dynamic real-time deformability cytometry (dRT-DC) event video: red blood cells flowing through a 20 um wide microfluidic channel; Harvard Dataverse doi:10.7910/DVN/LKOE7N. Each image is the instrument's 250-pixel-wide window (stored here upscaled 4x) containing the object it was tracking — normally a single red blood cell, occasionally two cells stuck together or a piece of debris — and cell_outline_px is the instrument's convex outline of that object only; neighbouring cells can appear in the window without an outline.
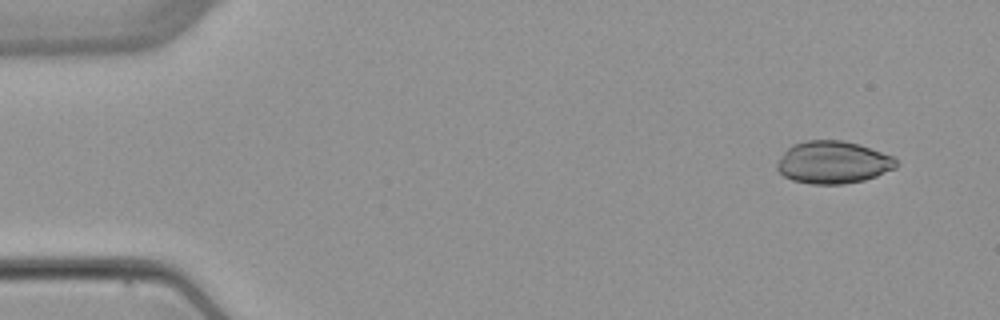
{"species": "common noctule bat (a hibernating species)", "species_latin": "Nyctalus noctula", "temperature_condition": "warm", "stored_images_in_passage": 4, "camera_frame_rate_fps": 3000, "um_per_image_px": 0.085, "animal": {"sex": "female", "body_mass_g": 22.7, "forearm_length_mm": 54.2}, "frame": {"image": 1, "passage_image": 1, "time_ms": 0.0, "image_size_px": [1000, 320], "cell_outline_px": [[896, 168], [876, 176], [864, 180], [844, 184], [812, 184], [792, 180], [784, 176], [776, 168], [776, 164], [784, 152], [792, 144], [804, 140], [844, 140], [860, 144], [892, 156], [896, 160]], "centroid_in_image_um": [70.79, 13.79], "position_along_channel_um": 14.2, "area_um2": 29.54}}
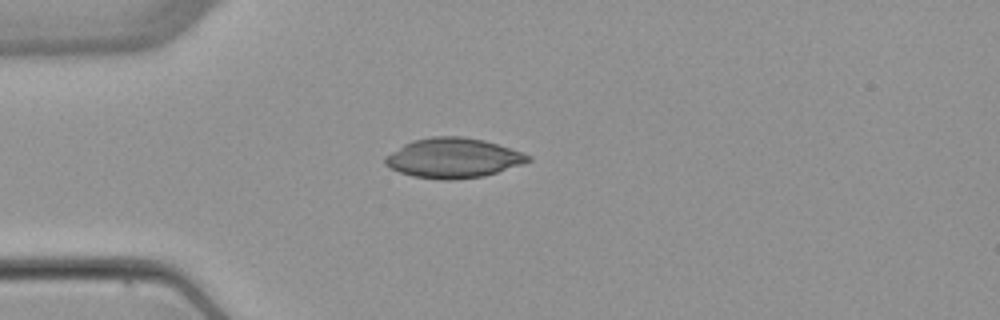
{"frame": {"image": 2, "passage_image": 4, "time_ms": 3.333, "image_size_px": [1000, 320], "cell_outline_px": [[532, 160], [484, 176], [452, 180], [440, 180], [412, 176], [400, 172], [384, 164], [384, 156], [404, 144], [412, 140], [432, 136], [460, 136], [484, 140], [532, 156]], "centroid_in_image_um": [38.47, 13.43], "position_along_channel_um": 46.5, "area_um2": 32.95}}